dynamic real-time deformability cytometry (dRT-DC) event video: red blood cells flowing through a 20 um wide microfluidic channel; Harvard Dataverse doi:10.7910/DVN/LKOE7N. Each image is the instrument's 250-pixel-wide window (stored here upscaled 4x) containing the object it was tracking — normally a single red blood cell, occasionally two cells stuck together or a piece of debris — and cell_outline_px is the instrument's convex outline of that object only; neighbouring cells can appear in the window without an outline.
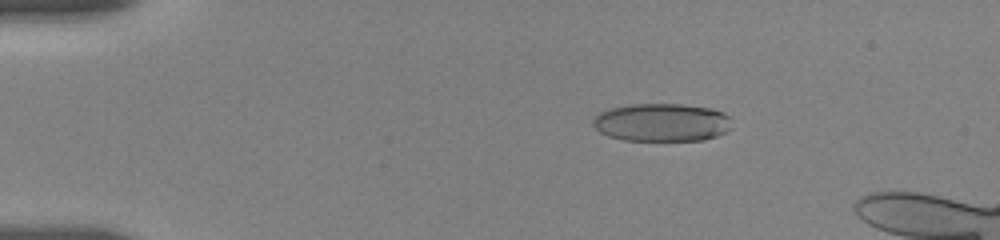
{"species": "human", "species_latin": "Homo sapiens", "temperature_condition": "room temperature", "stored_images_in_passage": 26, "camera_frame_rate_fps": 3000, "um_per_image_px": 0.085, "donor": {"sex": "female"}, "frame": {"image": 1, "passage_image": 5, "time_ms": 3.0, "image_size_px": [1000, 240], "cell_outline_px": [[732, 128], [728, 132], [704, 140], [624, 140], [608, 136], [600, 132], [592, 124], [592, 120], [600, 112], [612, 108], [628, 104], [680, 104], [712, 108], [724, 112], [728, 116]], "centroid_in_image_um": [56.28, 10.4], "position_along_channel_um": 28.7, "area_um2": 30.92}}
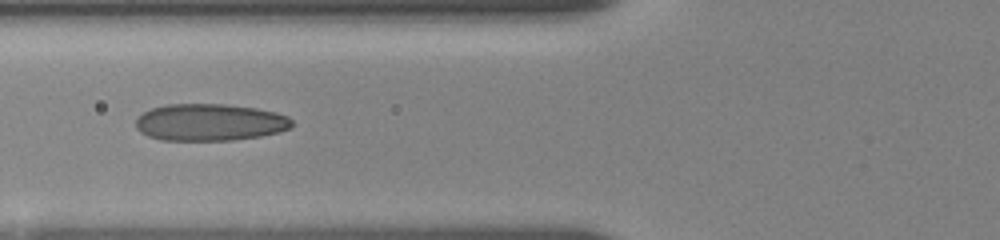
{"frame": {"image": 2, "passage_image": 15, "time_ms": 7.0, "image_size_px": [1000, 240], "cell_outline_px": [[292, 128], [280, 132], [260, 136], [232, 140], [160, 140], [148, 136], [140, 132], [136, 128], [136, 120], [144, 112], [152, 108], [168, 104], [224, 104], [256, 108], [276, 112], [288, 116], [292, 120]], "centroid_in_image_um": [17.86, 10.4], "position_along_channel_um": 107.9, "area_um2": 33.76}}
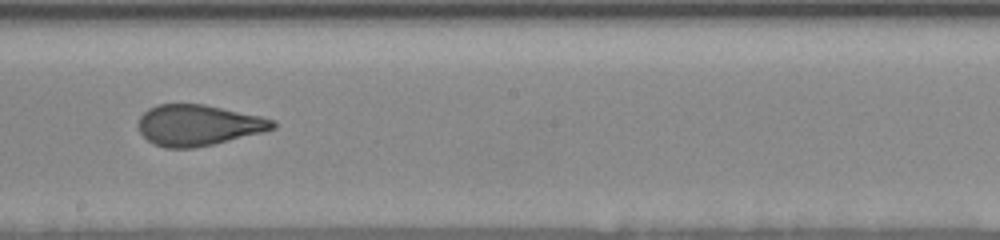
{"frame": {"image": 3, "passage_image": 24, "time_ms": 10.333, "image_size_px": [1000, 240], "cell_outline_px": [[276, 128], [264, 132], [212, 144], [192, 148], [164, 148], [152, 144], [140, 132], [140, 116], [148, 108], [156, 104], [204, 104], [260, 116], [272, 120], [276, 124]], "centroid_in_image_um": [16.84, 10.64], "position_along_channel_um": 231.4, "area_um2": 31.85}}